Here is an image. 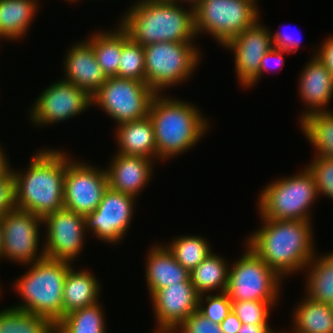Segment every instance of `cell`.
I'll return each instance as SVG.
<instances>
[{"mask_svg": "<svg viewBox=\"0 0 333 333\" xmlns=\"http://www.w3.org/2000/svg\"><path fill=\"white\" fill-rule=\"evenodd\" d=\"M15 208V181L10 170L0 179V216Z\"/></svg>", "mask_w": 333, "mask_h": 333, "instance_id": "38", "label": "cell"}, {"mask_svg": "<svg viewBox=\"0 0 333 333\" xmlns=\"http://www.w3.org/2000/svg\"><path fill=\"white\" fill-rule=\"evenodd\" d=\"M67 153L43 149L33 155L28 169L11 172L15 181L16 208L44 218L64 208Z\"/></svg>", "mask_w": 333, "mask_h": 333, "instance_id": "2", "label": "cell"}, {"mask_svg": "<svg viewBox=\"0 0 333 333\" xmlns=\"http://www.w3.org/2000/svg\"><path fill=\"white\" fill-rule=\"evenodd\" d=\"M135 199L108 187L96 210L84 216L86 231L105 243H119L132 221Z\"/></svg>", "mask_w": 333, "mask_h": 333, "instance_id": "14", "label": "cell"}, {"mask_svg": "<svg viewBox=\"0 0 333 333\" xmlns=\"http://www.w3.org/2000/svg\"><path fill=\"white\" fill-rule=\"evenodd\" d=\"M70 264L47 257L29 264V271L13 284L23 302L12 308L47 317L55 325L63 318V287Z\"/></svg>", "mask_w": 333, "mask_h": 333, "instance_id": "5", "label": "cell"}, {"mask_svg": "<svg viewBox=\"0 0 333 333\" xmlns=\"http://www.w3.org/2000/svg\"><path fill=\"white\" fill-rule=\"evenodd\" d=\"M204 303L207 304L203 306ZM231 310L232 301L226 292L217 293L216 295H210L209 293L199 295L198 311L216 324H220Z\"/></svg>", "mask_w": 333, "mask_h": 333, "instance_id": "35", "label": "cell"}, {"mask_svg": "<svg viewBox=\"0 0 333 333\" xmlns=\"http://www.w3.org/2000/svg\"><path fill=\"white\" fill-rule=\"evenodd\" d=\"M261 219L246 246L281 278L304 270L316 254L311 221Z\"/></svg>", "mask_w": 333, "mask_h": 333, "instance_id": "1", "label": "cell"}, {"mask_svg": "<svg viewBox=\"0 0 333 333\" xmlns=\"http://www.w3.org/2000/svg\"><path fill=\"white\" fill-rule=\"evenodd\" d=\"M36 0H0V38L23 37L37 13Z\"/></svg>", "mask_w": 333, "mask_h": 333, "instance_id": "24", "label": "cell"}, {"mask_svg": "<svg viewBox=\"0 0 333 333\" xmlns=\"http://www.w3.org/2000/svg\"><path fill=\"white\" fill-rule=\"evenodd\" d=\"M47 237L43 244L45 257L74 262L85 241V218L68 209H61L43 218Z\"/></svg>", "mask_w": 333, "mask_h": 333, "instance_id": "15", "label": "cell"}, {"mask_svg": "<svg viewBox=\"0 0 333 333\" xmlns=\"http://www.w3.org/2000/svg\"><path fill=\"white\" fill-rule=\"evenodd\" d=\"M256 0H201L194 8L195 31L209 33L221 46L259 20Z\"/></svg>", "mask_w": 333, "mask_h": 333, "instance_id": "8", "label": "cell"}, {"mask_svg": "<svg viewBox=\"0 0 333 333\" xmlns=\"http://www.w3.org/2000/svg\"><path fill=\"white\" fill-rule=\"evenodd\" d=\"M5 155L6 154L0 147V179H2L11 169Z\"/></svg>", "mask_w": 333, "mask_h": 333, "instance_id": "44", "label": "cell"}, {"mask_svg": "<svg viewBox=\"0 0 333 333\" xmlns=\"http://www.w3.org/2000/svg\"><path fill=\"white\" fill-rule=\"evenodd\" d=\"M299 78V95L308 106L300 121L308 115L326 112V107L333 97V77L320 60L313 55Z\"/></svg>", "mask_w": 333, "mask_h": 333, "instance_id": "20", "label": "cell"}, {"mask_svg": "<svg viewBox=\"0 0 333 333\" xmlns=\"http://www.w3.org/2000/svg\"><path fill=\"white\" fill-rule=\"evenodd\" d=\"M146 82L144 47L122 29V53L117 76Z\"/></svg>", "mask_w": 333, "mask_h": 333, "instance_id": "33", "label": "cell"}, {"mask_svg": "<svg viewBox=\"0 0 333 333\" xmlns=\"http://www.w3.org/2000/svg\"><path fill=\"white\" fill-rule=\"evenodd\" d=\"M196 47L193 43L181 42L144 46L146 84L160 94L167 87L183 83L200 62V51Z\"/></svg>", "mask_w": 333, "mask_h": 333, "instance_id": "7", "label": "cell"}, {"mask_svg": "<svg viewBox=\"0 0 333 333\" xmlns=\"http://www.w3.org/2000/svg\"><path fill=\"white\" fill-rule=\"evenodd\" d=\"M64 80L75 84L91 97L107 80L88 41L76 43L66 53Z\"/></svg>", "mask_w": 333, "mask_h": 333, "instance_id": "19", "label": "cell"}, {"mask_svg": "<svg viewBox=\"0 0 333 333\" xmlns=\"http://www.w3.org/2000/svg\"><path fill=\"white\" fill-rule=\"evenodd\" d=\"M303 134L316 149V156L333 159V112H317L300 121Z\"/></svg>", "mask_w": 333, "mask_h": 333, "instance_id": "28", "label": "cell"}, {"mask_svg": "<svg viewBox=\"0 0 333 333\" xmlns=\"http://www.w3.org/2000/svg\"><path fill=\"white\" fill-rule=\"evenodd\" d=\"M259 196L257 204L261 217L310 221V207L319 194L312 174L305 167L297 175L267 184Z\"/></svg>", "mask_w": 333, "mask_h": 333, "instance_id": "6", "label": "cell"}, {"mask_svg": "<svg viewBox=\"0 0 333 333\" xmlns=\"http://www.w3.org/2000/svg\"><path fill=\"white\" fill-rule=\"evenodd\" d=\"M96 32L89 39L96 60L107 78L117 76L122 53V28Z\"/></svg>", "mask_w": 333, "mask_h": 333, "instance_id": "27", "label": "cell"}, {"mask_svg": "<svg viewBox=\"0 0 333 333\" xmlns=\"http://www.w3.org/2000/svg\"><path fill=\"white\" fill-rule=\"evenodd\" d=\"M152 159L117 153L105 169L109 188L135 197L140 195L153 172Z\"/></svg>", "mask_w": 333, "mask_h": 333, "instance_id": "18", "label": "cell"}, {"mask_svg": "<svg viewBox=\"0 0 333 333\" xmlns=\"http://www.w3.org/2000/svg\"><path fill=\"white\" fill-rule=\"evenodd\" d=\"M165 245L172 252L176 261L189 272L212 253L210 244L200 236H180Z\"/></svg>", "mask_w": 333, "mask_h": 333, "instance_id": "32", "label": "cell"}, {"mask_svg": "<svg viewBox=\"0 0 333 333\" xmlns=\"http://www.w3.org/2000/svg\"><path fill=\"white\" fill-rule=\"evenodd\" d=\"M153 333H176L175 330L156 329Z\"/></svg>", "mask_w": 333, "mask_h": 333, "instance_id": "48", "label": "cell"}, {"mask_svg": "<svg viewBox=\"0 0 333 333\" xmlns=\"http://www.w3.org/2000/svg\"><path fill=\"white\" fill-rule=\"evenodd\" d=\"M104 312L99 302L74 310L55 324V333H106Z\"/></svg>", "mask_w": 333, "mask_h": 333, "instance_id": "29", "label": "cell"}, {"mask_svg": "<svg viewBox=\"0 0 333 333\" xmlns=\"http://www.w3.org/2000/svg\"><path fill=\"white\" fill-rule=\"evenodd\" d=\"M173 1H175V2H178V1H180V2H178V3H181V1H187V3L189 2V4H191V8H195L198 4H199V2L201 1V0H173Z\"/></svg>", "mask_w": 333, "mask_h": 333, "instance_id": "45", "label": "cell"}, {"mask_svg": "<svg viewBox=\"0 0 333 333\" xmlns=\"http://www.w3.org/2000/svg\"><path fill=\"white\" fill-rule=\"evenodd\" d=\"M33 104L29 114L31 122L43 126L82 113L92 106V98L80 87L62 79L47 87Z\"/></svg>", "mask_w": 333, "mask_h": 333, "instance_id": "13", "label": "cell"}, {"mask_svg": "<svg viewBox=\"0 0 333 333\" xmlns=\"http://www.w3.org/2000/svg\"><path fill=\"white\" fill-rule=\"evenodd\" d=\"M333 77V36L328 37L314 54Z\"/></svg>", "mask_w": 333, "mask_h": 333, "instance_id": "40", "label": "cell"}, {"mask_svg": "<svg viewBox=\"0 0 333 333\" xmlns=\"http://www.w3.org/2000/svg\"><path fill=\"white\" fill-rule=\"evenodd\" d=\"M145 277L149 294L180 282H191L190 272L175 259L166 245L149 248L146 259Z\"/></svg>", "mask_w": 333, "mask_h": 333, "instance_id": "21", "label": "cell"}, {"mask_svg": "<svg viewBox=\"0 0 333 333\" xmlns=\"http://www.w3.org/2000/svg\"><path fill=\"white\" fill-rule=\"evenodd\" d=\"M245 250L241 258L229 266L226 290L229 299L276 302L283 279L248 246Z\"/></svg>", "mask_w": 333, "mask_h": 333, "instance_id": "9", "label": "cell"}, {"mask_svg": "<svg viewBox=\"0 0 333 333\" xmlns=\"http://www.w3.org/2000/svg\"><path fill=\"white\" fill-rule=\"evenodd\" d=\"M223 333H238L242 322L236 316L233 310L223 319V321L219 324Z\"/></svg>", "mask_w": 333, "mask_h": 333, "instance_id": "42", "label": "cell"}, {"mask_svg": "<svg viewBox=\"0 0 333 333\" xmlns=\"http://www.w3.org/2000/svg\"><path fill=\"white\" fill-rule=\"evenodd\" d=\"M174 330L176 333H223L219 324L212 322L198 310Z\"/></svg>", "mask_w": 333, "mask_h": 333, "instance_id": "37", "label": "cell"}, {"mask_svg": "<svg viewBox=\"0 0 333 333\" xmlns=\"http://www.w3.org/2000/svg\"><path fill=\"white\" fill-rule=\"evenodd\" d=\"M116 130L118 153L143 156L152 160L158 158L154 128L149 116L119 124Z\"/></svg>", "mask_w": 333, "mask_h": 333, "instance_id": "22", "label": "cell"}, {"mask_svg": "<svg viewBox=\"0 0 333 333\" xmlns=\"http://www.w3.org/2000/svg\"><path fill=\"white\" fill-rule=\"evenodd\" d=\"M238 333H276L269 324H243Z\"/></svg>", "mask_w": 333, "mask_h": 333, "instance_id": "43", "label": "cell"}, {"mask_svg": "<svg viewBox=\"0 0 333 333\" xmlns=\"http://www.w3.org/2000/svg\"><path fill=\"white\" fill-rule=\"evenodd\" d=\"M285 52L289 53L287 50L277 49V48L273 47L270 51L265 53L264 56L262 57V60H261V63H260L259 72H258V79L261 78V75L264 73V71L268 70L269 67H271V60L272 59H275L276 67L277 66H282L283 63H284L283 53H285ZM273 66H275V64Z\"/></svg>", "mask_w": 333, "mask_h": 333, "instance_id": "41", "label": "cell"}, {"mask_svg": "<svg viewBox=\"0 0 333 333\" xmlns=\"http://www.w3.org/2000/svg\"><path fill=\"white\" fill-rule=\"evenodd\" d=\"M306 168L316 182L318 194L333 199V159L315 156Z\"/></svg>", "mask_w": 333, "mask_h": 333, "instance_id": "36", "label": "cell"}, {"mask_svg": "<svg viewBox=\"0 0 333 333\" xmlns=\"http://www.w3.org/2000/svg\"><path fill=\"white\" fill-rule=\"evenodd\" d=\"M304 270H309L306 277L307 297L317 302L331 304L333 301V266L323 256L318 258L315 255Z\"/></svg>", "mask_w": 333, "mask_h": 333, "instance_id": "30", "label": "cell"}, {"mask_svg": "<svg viewBox=\"0 0 333 333\" xmlns=\"http://www.w3.org/2000/svg\"><path fill=\"white\" fill-rule=\"evenodd\" d=\"M2 223H1V216H0V257L3 258V248H2Z\"/></svg>", "mask_w": 333, "mask_h": 333, "instance_id": "46", "label": "cell"}, {"mask_svg": "<svg viewBox=\"0 0 333 333\" xmlns=\"http://www.w3.org/2000/svg\"><path fill=\"white\" fill-rule=\"evenodd\" d=\"M150 298L158 329L174 330L198 310L199 294L191 282H180L162 288Z\"/></svg>", "mask_w": 333, "mask_h": 333, "instance_id": "17", "label": "cell"}, {"mask_svg": "<svg viewBox=\"0 0 333 333\" xmlns=\"http://www.w3.org/2000/svg\"><path fill=\"white\" fill-rule=\"evenodd\" d=\"M229 264L214 252L208 255L190 272V280L199 295L219 290L226 292L228 287Z\"/></svg>", "mask_w": 333, "mask_h": 333, "instance_id": "26", "label": "cell"}, {"mask_svg": "<svg viewBox=\"0 0 333 333\" xmlns=\"http://www.w3.org/2000/svg\"><path fill=\"white\" fill-rule=\"evenodd\" d=\"M98 279L88 270L74 271L71 267L63 287V317L68 313L98 302L100 297Z\"/></svg>", "mask_w": 333, "mask_h": 333, "instance_id": "23", "label": "cell"}, {"mask_svg": "<svg viewBox=\"0 0 333 333\" xmlns=\"http://www.w3.org/2000/svg\"><path fill=\"white\" fill-rule=\"evenodd\" d=\"M161 95L154 96L148 116L154 128L157 156L163 161L195 146L207 132L209 121L194 104Z\"/></svg>", "mask_w": 333, "mask_h": 333, "instance_id": "4", "label": "cell"}, {"mask_svg": "<svg viewBox=\"0 0 333 333\" xmlns=\"http://www.w3.org/2000/svg\"><path fill=\"white\" fill-rule=\"evenodd\" d=\"M323 255V257L333 266V253H327Z\"/></svg>", "mask_w": 333, "mask_h": 333, "instance_id": "47", "label": "cell"}, {"mask_svg": "<svg viewBox=\"0 0 333 333\" xmlns=\"http://www.w3.org/2000/svg\"><path fill=\"white\" fill-rule=\"evenodd\" d=\"M223 47L235 55V70L240 84L246 88L253 87L258 81L262 57L273 48L272 32L257 20Z\"/></svg>", "mask_w": 333, "mask_h": 333, "instance_id": "16", "label": "cell"}, {"mask_svg": "<svg viewBox=\"0 0 333 333\" xmlns=\"http://www.w3.org/2000/svg\"><path fill=\"white\" fill-rule=\"evenodd\" d=\"M272 35L274 48L287 50L289 54L298 51L300 41L295 40L292 35L278 31Z\"/></svg>", "mask_w": 333, "mask_h": 333, "instance_id": "39", "label": "cell"}, {"mask_svg": "<svg viewBox=\"0 0 333 333\" xmlns=\"http://www.w3.org/2000/svg\"><path fill=\"white\" fill-rule=\"evenodd\" d=\"M105 169L73 161L67 155L64 178V208L85 216L96 210L108 189Z\"/></svg>", "mask_w": 333, "mask_h": 333, "instance_id": "12", "label": "cell"}, {"mask_svg": "<svg viewBox=\"0 0 333 333\" xmlns=\"http://www.w3.org/2000/svg\"><path fill=\"white\" fill-rule=\"evenodd\" d=\"M155 95L146 82L115 76L107 78L91 98L119 125L147 117Z\"/></svg>", "mask_w": 333, "mask_h": 333, "instance_id": "10", "label": "cell"}, {"mask_svg": "<svg viewBox=\"0 0 333 333\" xmlns=\"http://www.w3.org/2000/svg\"><path fill=\"white\" fill-rule=\"evenodd\" d=\"M293 312V331L296 333H333V309L330 304L306 296Z\"/></svg>", "mask_w": 333, "mask_h": 333, "instance_id": "25", "label": "cell"}, {"mask_svg": "<svg viewBox=\"0 0 333 333\" xmlns=\"http://www.w3.org/2000/svg\"><path fill=\"white\" fill-rule=\"evenodd\" d=\"M55 325L44 316L9 307L0 311V333H54Z\"/></svg>", "mask_w": 333, "mask_h": 333, "instance_id": "31", "label": "cell"}, {"mask_svg": "<svg viewBox=\"0 0 333 333\" xmlns=\"http://www.w3.org/2000/svg\"><path fill=\"white\" fill-rule=\"evenodd\" d=\"M1 223L3 258L29 265L45 257L44 250L38 252L43 218L15 208L1 216Z\"/></svg>", "mask_w": 333, "mask_h": 333, "instance_id": "11", "label": "cell"}, {"mask_svg": "<svg viewBox=\"0 0 333 333\" xmlns=\"http://www.w3.org/2000/svg\"><path fill=\"white\" fill-rule=\"evenodd\" d=\"M277 302L232 301V310L243 324H268L270 309Z\"/></svg>", "mask_w": 333, "mask_h": 333, "instance_id": "34", "label": "cell"}, {"mask_svg": "<svg viewBox=\"0 0 333 333\" xmlns=\"http://www.w3.org/2000/svg\"><path fill=\"white\" fill-rule=\"evenodd\" d=\"M129 9L119 26L143 47L160 42L193 43L196 37L191 7L184 10L173 0H139Z\"/></svg>", "mask_w": 333, "mask_h": 333, "instance_id": "3", "label": "cell"}]
</instances>
